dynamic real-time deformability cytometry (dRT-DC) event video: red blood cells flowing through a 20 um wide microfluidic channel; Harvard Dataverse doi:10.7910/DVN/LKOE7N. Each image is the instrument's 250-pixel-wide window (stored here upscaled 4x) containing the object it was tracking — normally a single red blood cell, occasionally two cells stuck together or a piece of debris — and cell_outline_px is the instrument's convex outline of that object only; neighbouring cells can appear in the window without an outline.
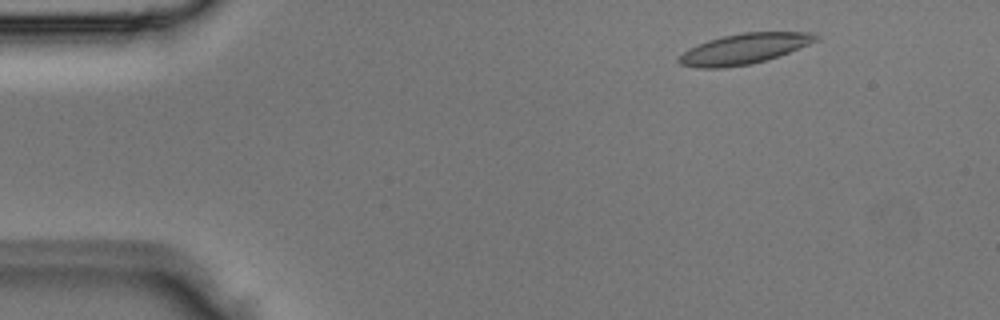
{"species": "Egyptian fruit bat (a non-hibernating species)", "species_latin": "Rousettus aegyptiacus", "temperature_condition": "room temperature", "stored_images_in_passage": 4, "segment_of_instrument_passage": [1, 2], "camera_frame_rate_fps": 3000, "um_per_image_px": 0.085, "animal": {"sex": "male"}, "frame": {"image": 1, "passage_image": 2, "time_ms": 0.333, "image_size_px": [1000, 320], "cell_outline_px": [[820, 40], [788, 52], [752, 64], [724, 68], [696, 68], [680, 64], [676, 60], [688, 48], [708, 40], [724, 36], [744, 32], [816, 32], [820, 36]], "centroid_in_image_um": [63.26, 4.14], "position_along_channel_um": 21.7, "area_um2": 24.28}}